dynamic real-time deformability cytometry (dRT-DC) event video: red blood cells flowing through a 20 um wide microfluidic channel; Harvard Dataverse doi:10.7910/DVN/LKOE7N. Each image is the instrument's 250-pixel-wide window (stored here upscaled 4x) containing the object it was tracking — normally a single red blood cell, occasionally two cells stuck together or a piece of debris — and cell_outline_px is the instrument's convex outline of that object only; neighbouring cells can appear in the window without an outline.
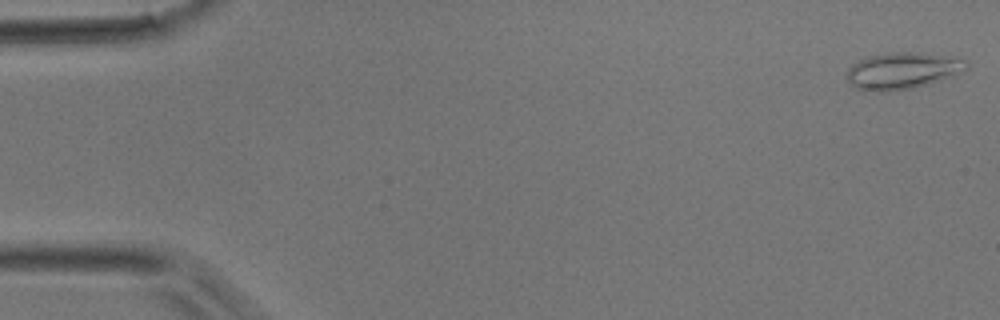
{"species": "common noctule bat (a hibernating species)", "species_latin": "Nyctalus noctula", "temperature_condition": "room temperature", "stored_images_in_passage": 44, "camera_frame_rate_fps": 3000, "um_per_image_px": 0.085, "animal": {"sex": "male", "body_mass_g": 17.9}, "frame": {"image": 1, "passage_image": 1, "time_ms": 0.0, "image_size_px": [1000, 320], "cell_outline_px": [[968, 68], [956, 76], [912, 88], [884, 92], [864, 92], [856, 88], [848, 80], [848, 68], [852, 64], [868, 56], [888, 52], [920, 52], [952, 56], [968, 60]], "centroid_in_image_um": [76.75, 6.01], "position_along_channel_um": 8.2, "area_um2": 26.01}}
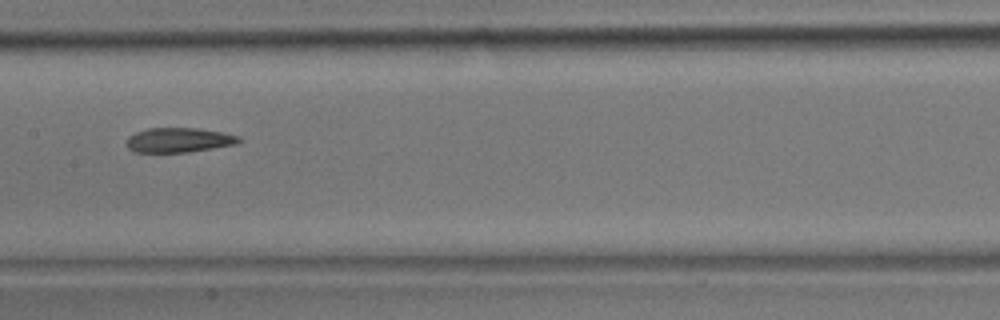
{"frame": {"image": 2, "passage_image": 22, "time_ms": 7.0, "image_size_px": [1000, 320], "cell_outline_px": [[244, 140], [236, 144], [188, 152], [136, 152], [128, 148], [124, 144], [128, 136], [136, 132], [148, 128], [196, 128], [224, 132], [240, 136]], "centroid_in_image_um": [15.21, 11.9], "position_along_channel_um": 192.2, "area_um2": 16.3}}
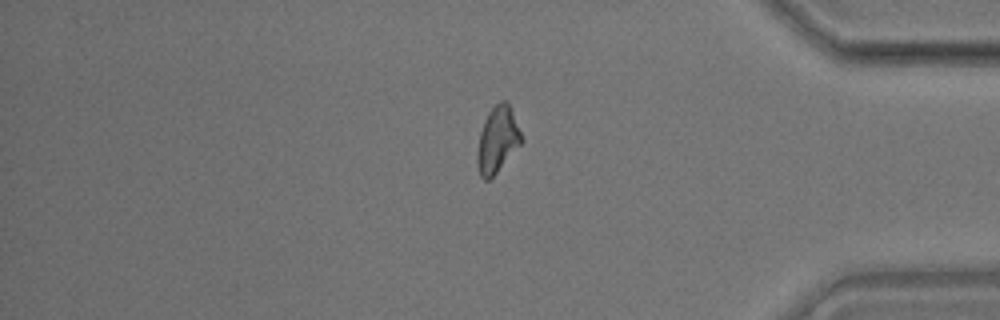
{"frame": {"image": 3, "passage_image": 37, "time_ms": 12.0, "image_size_px": [1000, 320], "cell_outline_px": [[524, 140], [496, 172], [488, 180], [484, 180], [480, 176], [476, 164], [476, 152], [480, 132], [484, 120], [488, 112], [500, 100], [508, 100]], "centroid_in_image_um": [42.27, 11.85], "position_along_channel_um": 392.9, "area_um2": 17.05}}